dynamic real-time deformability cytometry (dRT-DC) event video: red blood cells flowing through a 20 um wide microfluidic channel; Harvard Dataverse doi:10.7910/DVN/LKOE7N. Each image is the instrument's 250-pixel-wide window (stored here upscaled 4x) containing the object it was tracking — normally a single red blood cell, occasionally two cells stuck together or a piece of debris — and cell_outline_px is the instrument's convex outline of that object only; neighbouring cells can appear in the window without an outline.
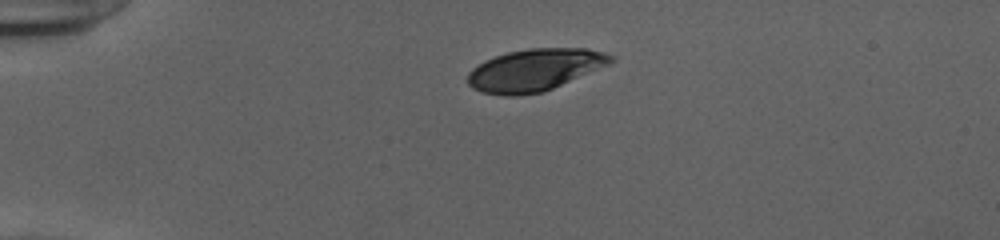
{"species": "human", "species_latin": "Homo sapiens", "temperature_condition": "cold", "stored_images_in_passage": 41, "camera_frame_rate_fps": 3000, "um_per_image_px": 0.085, "donor": {"sex": "female"}, "frame": {"image": 1, "passage_image": 1, "time_ms": 0.0, "image_size_px": [1000, 240], "cell_outline_px": [[616, 60], [608, 64], [544, 92], [512, 96], [504, 96], [484, 92], [472, 88], [468, 84], [468, 72], [472, 68], [484, 60], [508, 52], [528, 48], [588, 48], [604, 52], [616, 56]], "centroid_in_image_um": [45.45, 5.93], "position_along_channel_um": 39.5, "area_um2": 35.03}}
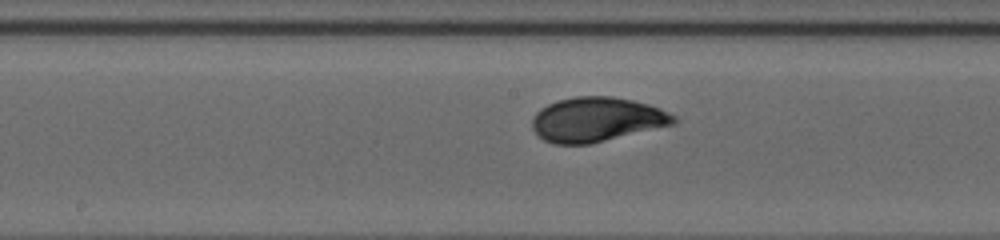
{"frame": {"image": 2, "passage_image": 17, "time_ms": 5.333, "image_size_px": [1000, 240], "cell_outline_px": [[680, 120], [676, 124], [588, 144], [552, 144], [544, 140], [532, 128], [532, 120], [536, 112], [540, 108], [556, 100], [576, 96], [612, 96], [632, 100], [648, 104], [660, 108], [676, 116]], "centroid_in_image_um": [50.74, 10.15], "position_along_channel_um": 197.5, "area_um2": 36.82}}
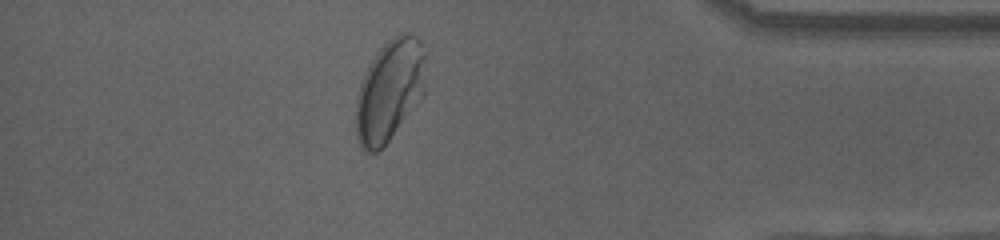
{"frame": {"image": 3, "passage_image": 35, "time_ms": 11.333, "image_size_px": [1000, 240], "cell_outline_px": [[428, 52], [424, 96], [388, 140], [376, 152], [364, 152], [360, 148], [356, 136], [356, 96], [360, 84], [372, 60], [380, 48], [392, 36], [400, 32], [408, 32], [420, 36], [428, 48]], "centroid_in_image_um": [33.19, 7.61], "position_along_channel_um": 402.0, "area_um2": 42.31}, "authors_computed_cell_mechanics": {"area_um2": 36.1828, "velocity_mm_per_s": 3.8926, "shape_relaxation_time_tau1_ms": 2.7953, "shape_relaxation_time_tau2_ms": null, "deformation_change_tau1": 0.1402, "deformation_change_tau2": null}}